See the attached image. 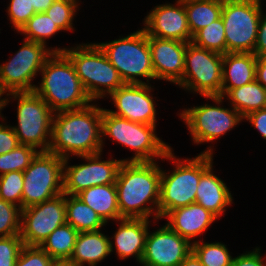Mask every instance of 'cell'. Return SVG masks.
Returning a JSON list of instances; mask_svg holds the SVG:
<instances>
[{
  "mask_svg": "<svg viewBox=\"0 0 266 266\" xmlns=\"http://www.w3.org/2000/svg\"><path fill=\"white\" fill-rule=\"evenodd\" d=\"M96 44L125 84H150L149 79H155L148 35L143 28L111 42ZM141 78H145L146 82Z\"/></svg>",
  "mask_w": 266,
  "mask_h": 266,
  "instance_id": "obj_7",
  "label": "cell"
},
{
  "mask_svg": "<svg viewBox=\"0 0 266 266\" xmlns=\"http://www.w3.org/2000/svg\"><path fill=\"white\" fill-rule=\"evenodd\" d=\"M55 0H32V6L36 13L45 12Z\"/></svg>",
  "mask_w": 266,
  "mask_h": 266,
  "instance_id": "obj_45",
  "label": "cell"
},
{
  "mask_svg": "<svg viewBox=\"0 0 266 266\" xmlns=\"http://www.w3.org/2000/svg\"><path fill=\"white\" fill-rule=\"evenodd\" d=\"M60 31L56 23L45 12H41L34 14L18 32L25 35L26 40L46 45V39Z\"/></svg>",
  "mask_w": 266,
  "mask_h": 266,
  "instance_id": "obj_31",
  "label": "cell"
},
{
  "mask_svg": "<svg viewBox=\"0 0 266 266\" xmlns=\"http://www.w3.org/2000/svg\"><path fill=\"white\" fill-rule=\"evenodd\" d=\"M222 69V54L188 42L183 77L176 86L203 97L221 96Z\"/></svg>",
  "mask_w": 266,
  "mask_h": 266,
  "instance_id": "obj_12",
  "label": "cell"
},
{
  "mask_svg": "<svg viewBox=\"0 0 266 266\" xmlns=\"http://www.w3.org/2000/svg\"><path fill=\"white\" fill-rule=\"evenodd\" d=\"M155 131L156 125L132 122L110 113L108 109L102 110V145L105 144L104 137L108 136L113 139L112 142L116 141L135 152L130 159H121L123 162L163 160L172 148Z\"/></svg>",
  "mask_w": 266,
  "mask_h": 266,
  "instance_id": "obj_5",
  "label": "cell"
},
{
  "mask_svg": "<svg viewBox=\"0 0 266 266\" xmlns=\"http://www.w3.org/2000/svg\"><path fill=\"white\" fill-rule=\"evenodd\" d=\"M151 84H124L112 92V100L116 110L108 111L116 116L136 123L156 125V105L151 92Z\"/></svg>",
  "mask_w": 266,
  "mask_h": 266,
  "instance_id": "obj_17",
  "label": "cell"
},
{
  "mask_svg": "<svg viewBox=\"0 0 266 266\" xmlns=\"http://www.w3.org/2000/svg\"><path fill=\"white\" fill-rule=\"evenodd\" d=\"M262 0H239L224 3L221 18L224 24L227 53H253L257 41Z\"/></svg>",
  "mask_w": 266,
  "mask_h": 266,
  "instance_id": "obj_13",
  "label": "cell"
},
{
  "mask_svg": "<svg viewBox=\"0 0 266 266\" xmlns=\"http://www.w3.org/2000/svg\"><path fill=\"white\" fill-rule=\"evenodd\" d=\"M184 6L192 36L222 15L223 4L216 1L184 0Z\"/></svg>",
  "mask_w": 266,
  "mask_h": 266,
  "instance_id": "obj_28",
  "label": "cell"
},
{
  "mask_svg": "<svg viewBox=\"0 0 266 266\" xmlns=\"http://www.w3.org/2000/svg\"><path fill=\"white\" fill-rule=\"evenodd\" d=\"M256 62L257 56L254 53L223 54L221 96L256 80Z\"/></svg>",
  "mask_w": 266,
  "mask_h": 266,
  "instance_id": "obj_23",
  "label": "cell"
},
{
  "mask_svg": "<svg viewBox=\"0 0 266 266\" xmlns=\"http://www.w3.org/2000/svg\"><path fill=\"white\" fill-rule=\"evenodd\" d=\"M210 1H216V2H220V3L224 4V3H229L232 1H239V0H210Z\"/></svg>",
  "mask_w": 266,
  "mask_h": 266,
  "instance_id": "obj_49",
  "label": "cell"
},
{
  "mask_svg": "<svg viewBox=\"0 0 266 266\" xmlns=\"http://www.w3.org/2000/svg\"><path fill=\"white\" fill-rule=\"evenodd\" d=\"M76 196L108 223L123 219L120 214L115 184L97 185L82 190Z\"/></svg>",
  "mask_w": 266,
  "mask_h": 266,
  "instance_id": "obj_25",
  "label": "cell"
},
{
  "mask_svg": "<svg viewBox=\"0 0 266 266\" xmlns=\"http://www.w3.org/2000/svg\"><path fill=\"white\" fill-rule=\"evenodd\" d=\"M180 266H203L202 263L198 260V258L191 252L184 261L180 264Z\"/></svg>",
  "mask_w": 266,
  "mask_h": 266,
  "instance_id": "obj_46",
  "label": "cell"
},
{
  "mask_svg": "<svg viewBox=\"0 0 266 266\" xmlns=\"http://www.w3.org/2000/svg\"><path fill=\"white\" fill-rule=\"evenodd\" d=\"M6 13L9 17L10 24L13 25V28L17 32L36 14L32 6V0H10Z\"/></svg>",
  "mask_w": 266,
  "mask_h": 266,
  "instance_id": "obj_37",
  "label": "cell"
},
{
  "mask_svg": "<svg viewBox=\"0 0 266 266\" xmlns=\"http://www.w3.org/2000/svg\"><path fill=\"white\" fill-rule=\"evenodd\" d=\"M8 93L3 89L2 85L0 84V117L1 119L4 118V116H2L3 114L1 113L2 110L7 106L6 104V99L7 97H3L4 95H7Z\"/></svg>",
  "mask_w": 266,
  "mask_h": 266,
  "instance_id": "obj_48",
  "label": "cell"
},
{
  "mask_svg": "<svg viewBox=\"0 0 266 266\" xmlns=\"http://www.w3.org/2000/svg\"><path fill=\"white\" fill-rule=\"evenodd\" d=\"M213 163L201 174L195 203L203 206L218 219L232 205L233 197L226 183L213 173Z\"/></svg>",
  "mask_w": 266,
  "mask_h": 266,
  "instance_id": "obj_22",
  "label": "cell"
},
{
  "mask_svg": "<svg viewBox=\"0 0 266 266\" xmlns=\"http://www.w3.org/2000/svg\"><path fill=\"white\" fill-rule=\"evenodd\" d=\"M66 223L80 232L97 231L107 223L76 195L65 194Z\"/></svg>",
  "mask_w": 266,
  "mask_h": 266,
  "instance_id": "obj_27",
  "label": "cell"
},
{
  "mask_svg": "<svg viewBox=\"0 0 266 266\" xmlns=\"http://www.w3.org/2000/svg\"><path fill=\"white\" fill-rule=\"evenodd\" d=\"M101 153L79 156L85 160L83 164L69 165V158L64 159L63 165V193L76 195L84 189L97 186L115 184L122 160H102ZM87 162V163H86ZM69 165V166H68Z\"/></svg>",
  "mask_w": 266,
  "mask_h": 266,
  "instance_id": "obj_15",
  "label": "cell"
},
{
  "mask_svg": "<svg viewBox=\"0 0 266 266\" xmlns=\"http://www.w3.org/2000/svg\"><path fill=\"white\" fill-rule=\"evenodd\" d=\"M155 80L177 84L183 77L187 43L148 36Z\"/></svg>",
  "mask_w": 266,
  "mask_h": 266,
  "instance_id": "obj_19",
  "label": "cell"
},
{
  "mask_svg": "<svg viewBox=\"0 0 266 266\" xmlns=\"http://www.w3.org/2000/svg\"><path fill=\"white\" fill-rule=\"evenodd\" d=\"M192 252L203 266H231L233 257L221 242L207 243L197 240L192 243Z\"/></svg>",
  "mask_w": 266,
  "mask_h": 266,
  "instance_id": "obj_30",
  "label": "cell"
},
{
  "mask_svg": "<svg viewBox=\"0 0 266 266\" xmlns=\"http://www.w3.org/2000/svg\"><path fill=\"white\" fill-rule=\"evenodd\" d=\"M224 98L229 100L230 105L243 117L266 108V89L257 80L231 89Z\"/></svg>",
  "mask_w": 266,
  "mask_h": 266,
  "instance_id": "obj_26",
  "label": "cell"
},
{
  "mask_svg": "<svg viewBox=\"0 0 266 266\" xmlns=\"http://www.w3.org/2000/svg\"><path fill=\"white\" fill-rule=\"evenodd\" d=\"M50 266H77L73 261L70 259H53Z\"/></svg>",
  "mask_w": 266,
  "mask_h": 266,
  "instance_id": "obj_47",
  "label": "cell"
},
{
  "mask_svg": "<svg viewBox=\"0 0 266 266\" xmlns=\"http://www.w3.org/2000/svg\"><path fill=\"white\" fill-rule=\"evenodd\" d=\"M110 237L97 231L80 232L77 235L75 246L70 260L77 266H97L99 262L112 254Z\"/></svg>",
  "mask_w": 266,
  "mask_h": 266,
  "instance_id": "obj_24",
  "label": "cell"
},
{
  "mask_svg": "<svg viewBox=\"0 0 266 266\" xmlns=\"http://www.w3.org/2000/svg\"><path fill=\"white\" fill-rule=\"evenodd\" d=\"M175 1V4H159L147 14L142 28L148 36L191 42L193 36L188 26L184 0Z\"/></svg>",
  "mask_w": 266,
  "mask_h": 266,
  "instance_id": "obj_18",
  "label": "cell"
},
{
  "mask_svg": "<svg viewBox=\"0 0 266 266\" xmlns=\"http://www.w3.org/2000/svg\"><path fill=\"white\" fill-rule=\"evenodd\" d=\"M24 173L12 171L0 176V198L22 209Z\"/></svg>",
  "mask_w": 266,
  "mask_h": 266,
  "instance_id": "obj_35",
  "label": "cell"
},
{
  "mask_svg": "<svg viewBox=\"0 0 266 266\" xmlns=\"http://www.w3.org/2000/svg\"><path fill=\"white\" fill-rule=\"evenodd\" d=\"M79 0H55L45 13L62 31H73V20L79 9Z\"/></svg>",
  "mask_w": 266,
  "mask_h": 266,
  "instance_id": "obj_34",
  "label": "cell"
},
{
  "mask_svg": "<svg viewBox=\"0 0 266 266\" xmlns=\"http://www.w3.org/2000/svg\"><path fill=\"white\" fill-rule=\"evenodd\" d=\"M78 231L65 223L55 229L40 245L52 259H70Z\"/></svg>",
  "mask_w": 266,
  "mask_h": 266,
  "instance_id": "obj_29",
  "label": "cell"
},
{
  "mask_svg": "<svg viewBox=\"0 0 266 266\" xmlns=\"http://www.w3.org/2000/svg\"><path fill=\"white\" fill-rule=\"evenodd\" d=\"M63 53L71 60L86 93L94 102L107 97L125 83L96 43H81Z\"/></svg>",
  "mask_w": 266,
  "mask_h": 266,
  "instance_id": "obj_6",
  "label": "cell"
},
{
  "mask_svg": "<svg viewBox=\"0 0 266 266\" xmlns=\"http://www.w3.org/2000/svg\"><path fill=\"white\" fill-rule=\"evenodd\" d=\"M171 149L164 160L174 163L173 171L165 172L161 168L159 219L170 211L195 203L196 190L201 174L213 163V149L201 151L195 158L180 159Z\"/></svg>",
  "mask_w": 266,
  "mask_h": 266,
  "instance_id": "obj_4",
  "label": "cell"
},
{
  "mask_svg": "<svg viewBox=\"0 0 266 266\" xmlns=\"http://www.w3.org/2000/svg\"><path fill=\"white\" fill-rule=\"evenodd\" d=\"M64 159L38 152L23 171L22 209L50 200L63 193Z\"/></svg>",
  "mask_w": 266,
  "mask_h": 266,
  "instance_id": "obj_11",
  "label": "cell"
},
{
  "mask_svg": "<svg viewBox=\"0 0 266 266\" xmlns=\"http://www.w3.org/2000/svg\"><path fill=\"white\" fill-rule=\"evenodd\" d=\"M0 123V155L8 153L19 145L18 138L11 125H7L3 121Z\"/></svg>",
  "mask_w": 266,
  "mask_h": 266,
  "instance_id": "obj_40",
  "label": "cell"
},
{
  "mask_svg": "<svg viewBox=\"0 0 266 266\" xmlns=\"http://www.w3.org/2000/svg\"><path fill=\"white\" fill-rule=\"evenodd\" d=\"M164 218L166 224L191 244L218 218L203 206L192 203L170 211ZM193 240V241H192Z\"/></svg>",
  "mask_w": 266,
  "mask_h": 266,
  "instance_id": "obj_21",
  "label": "cell"
},
{
  "mask_svg": "<svg viewBox=\"0 0 266 266\" xmlns=\"http://www.w3.org/2000/svg\"><path fill=\"white\" fill-rule=\"evenodd\" d=\"M102 110L91 103L81 109L55 112L48 152L63 159L103 152Z\"/></svg>",
  "mask_w": 266,
  "mask_h": 266,
  "instance_id": "obj_1",
  "label": "cell"
},
{
  "mask_svg": "<svg viewBox=\"0 0 266 266\" xmlns=\"http://www.w3.org/2000/svg\"><path fill=\"white\" fill-rule=\"evenodd\" d=\"M150 219H133L123 218L118 223V229L111 237L110 249L111 253L115 250L117 257L125 260L131 256H135L136 262L140 264L145 250V241L148 233V227L152 221Z\"/></svg>",
  "mask_w": 266,
  "mask_h": 266,
  "instance_id": "obj_20",
  "label": "cell"
},
{
  "mask_svg": "<svg viewBox=\"0 0 266 266\" xmlns=\"http://www.w3.org/2000/svg\"><path fill=\"white\" fill-rule=\"evenodd\" d=\"M52 260L40 246L24 245L14 266H50Z\"/></svg>",
  "mask_w": 266,
  "mask_h": 266,
  "instance_id": "obj_39",
  "label": "cell"
},
{
  "mask_svg": "<svg viewBox=\"0 0 266 266\" xmlns=\"http://www.w3.org/2000/svg\"><path fill=\"white\" fill-rule=\"evenodd\" d=\"M158 162H123L115 182L122 218L159 220L161 167ZM149 204V205H148Z\"/></svg>",
  "mask_w": 266,
  "mask_h": 266,
  "instance_id": "obj_2",
  "label": "cell"
},
{
  "mask_svg": "<svg viewBox=\"0 0 266 266\" xmlns=\"http://www.w3.org/2000/svg\"><path fill=\"white\" fill-rule=\"evenodd\" d=\"M41 82L34 92L55 113L84 108L93 101L86 93L71 60L63 52H53L39 72Z\"/></svg>",
  "mask_w": 266,
  "mask_h": 266,
  "instance_id": "obj_3",
  "label": "cell"
},
{
  "mask_svg": "<svg viewBox=\"0 0 266 266\" xmlns=\"http://www.w3.org/2000/svg\"><path fill=\"white\" fill-rule=\"evenodd\" d=\"M260 250V247H256L253 251H246V253L234 257L231 266H266Z\"/></svg>",
  "mask_w": 266,
  "mask_h": 266,
  "instance_id": "obj_41",
  "label": "cell"
},
{
  "mask_svg": "<svg viewBox=\"0 0 266 266\" xmlns=\"http://www.w3.org/2000/svg\"><path fill=\"white\" fill-rule=\"evenodd\" d=\"M23 246L20 234L0 237V266H14Z\"/></svg>",
  "mask_w": 266,
  "mask_h": 266,
  "instance_id": "obj_38",
  "label": "cell"
},
{
  "mask_svg": "<svg viewBox=\"0 0 266 266\" xmlns=\"http://www.w3.org/2000/svg\"><path fill=\"white\" fill-rule=\"evenodd\" d=\"M66 223L65 194L21 209L20 237L24 245L40 246L59 226Z\"/></svg>",
  "mask_w": 266,
  "mask_h": 266,
  "instance_id": "obj_14",
  "label": "cell"
},
{
  "mask_svg": "<svg viewBox=\"0 0 266 266\" xmlns=\"http://www.w3.org/2000/svg\"><path fill=\"white\" fill-rule=\"evenodd\" d=\"M66 48L47 47V45L24 39L21 48L0 64V84L7 93L31 92L35 84L32 81L41 71L45 61L53 52H63Z\"/></svg>",
  "mask_w": 266,
  "mask_h": 266,
  "instance_id": "obj_10",
  "label": "cell"
},
{
  "mask_svg": "<svg viewBox=\"0 0 266 266\" xmlns=\"http://www.w3.org/2000/svg\"><path fill=\"white\" fill-rule=\"evenodd\" d=\"M215 104H203L185 108L179 113V117L185 122L194 144L214 142L228 131L240 124L244 117L231 108H223L222 96H204ZM222 105V106H221Z\"/></svg>",
  "mask_w": 266,
  "mask_h": 266,
  "instance_id": "obj_9",
  "label": "cell"
},
{
  "mask_svg": "<svg viewBox=\"0 0 266 266\" xmlns=\"http://www.w3.org/2000/svg\"><path fill=\"white\" fill-rule=\"evenodd\" d=\"M21 208L0 198V237L20 234Z\"/></svg>",
  "mask_w": 266,
  "mask_h": 266,
  "instance_id": "obj_36",
  "label": "cell"
},
{
  "mask_svg": "<svg viewBox=\"0 0 266 266\" xmlns=\"http://www.w3.org/2000/svg\"><path fill=\"white\" fill-rule=\"evenodd\" d=\"M192 252V244L167 224L148 231L141 266H180Z\"/></svg>",
  "mask_w": 266,
  "mask_h": 266,
  "instance_id": "obj_16",
  "label": "cell"
},
{
  "mask_svg": "<svg viewBox=\"0 0 266 266\" xmlns=\"http://www.w3.org/2000/svg\"><path fill=\"white\" fill-rule=\"evenodd\" d=\"M6 97H8L6 104L12 98L18 101L16 116L18 125H13L12 128L19 144L31 146L39 152L48 151L54 117V112L48 104L34 91L11 92Z\"/></svg>",
  "mask_w": 266,
  "mask_h": 266,
  "instance_id": "obj_8",
  "label": "cell"
},
{
  "mask_svg": "<svg viewBox=\"0 0 266 266\" xmlns=\"http://www.w3.org/2000/svg\"><path fill=\"white\" fill-rule=\"evenodd\" d=\"M39 151L19 144L12 151L0 155V176L12 171H25Z\"/></svg>",
  "mask_w": 266,
  "mask_h": 266,
  "instance_id": "obj_33",
  "label": "cell"
},
{
  "mask_svg": "<svg viewBox=\"0 0 266 266\" xmlns=\"http://www.w3.org/2000/svg\"><path fill=\"white\" fill-rule=\"evenodd\" d=\"M244 120H247L261 134L263 139H266V108L249 113Z\"/></svg>",
  "mask_w": 266,
  "mask_h": 266,
  "instance_id": "obj_43",
  "label": "cell"
},
{
  "mask_svg": "<svg viewBox=\"0 0 266 266\" xmlns=\"http://www.w3.org/2000/svg\"><path fill=\"white\" fill-rule=\"evenodd\" d=\"M191 42L201 48L220 54L227 53L225 30L222 18L197 31Z\"/></svg>",
  "mask_w": 266,
  "mask_h": 266,
  "instance_id": "obj_32",
  "label": "cell"
},
{
  "mask_svg": "<svg viewBox=\"0 0 266 266\" xmlns=\"http://www.w3.org/2000/svg\"><path fill=\"white\" fill-rule=\"evenodd\" d=\"M253 53L257 57L266 56V14L262 10V5H261L260 20L257 32V41Z\"/></svg>",
  "mask_w": 266,
  "mask_h": 266,
  "instance_id": "obj_42",
  "label": "cell"
},
{
  "mask_svg": "<svg viewBox=\"0 0 266 266\" xmlns=\"http://www.w3.org/2000/svg\"><path fill=\"white\" fill-rule=\"evenodd\" d=\"M256 80L266 89V56L257 57Z\"/></svg>",
  "mask_w": 266,
  "mask_h": 266,
  "instance_id": "obj_44",
  "label": "cell"
}]
</instances>
